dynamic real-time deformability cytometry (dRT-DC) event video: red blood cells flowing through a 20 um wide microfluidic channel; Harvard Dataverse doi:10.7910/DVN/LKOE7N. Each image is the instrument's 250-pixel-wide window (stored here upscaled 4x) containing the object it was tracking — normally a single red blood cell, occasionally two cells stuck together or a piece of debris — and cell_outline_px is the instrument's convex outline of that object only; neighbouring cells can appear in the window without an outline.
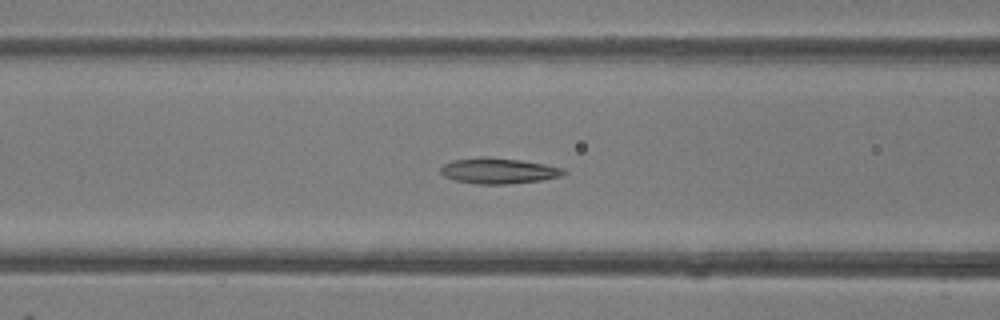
{"species": "common noctule bat (a hibernating species)", "species_latin": "Nyctalus noctula", "temperature_condition": "room temperature", "stored_images_in_passage": 38, "camera_frame_rate_fps": 3000, "um_per_image_px": 0.085, "animal": {"sex": "female"}, "frame": {"image": 1, "passage_image": 8, "time_ms": 2.333, "image_size_px": [1000, 320], "cell_outline_px": [[568, 172], [560, 176], [540, 180], [504, 184], [476, 184], [456, 180], [444, 176], [440, 172], [440, 168], [444, 164], [452, 160], [480, 156], [488, 156], [520, 160], [544, 164], [564, 168]], "centroid_in_image_um": [42.35, 14.5], "position_along_channel_um": 124.3, "area_um2": 18.44}}
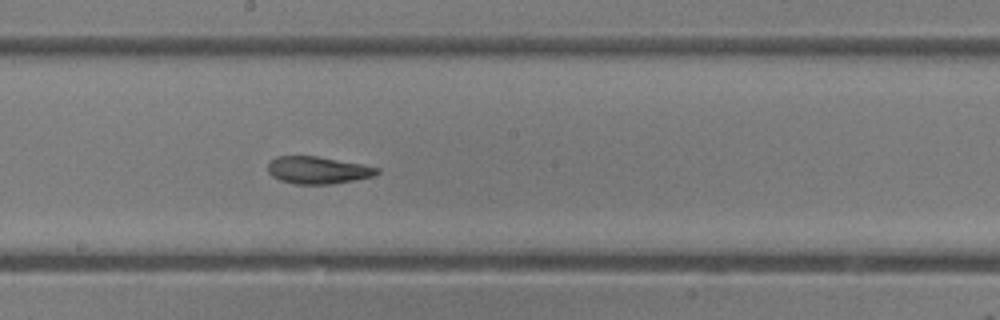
{"frame": {"image": 2, "passage_image": 15, "time_ms": 4.667, "image_size_px": [1000, 320], "cell_outline_px": [[380, 172], [372, 176], [332, 184], [296, 184], [280, 180], [272, 176], [268, 172], [268, 164], [276, 156], [316, 156], [364, 164], [380, 168]], "centroid_in_image_um": [27.02, 14.46], "position_along_channel_um": 221.2, "area_um2": 17.28}}
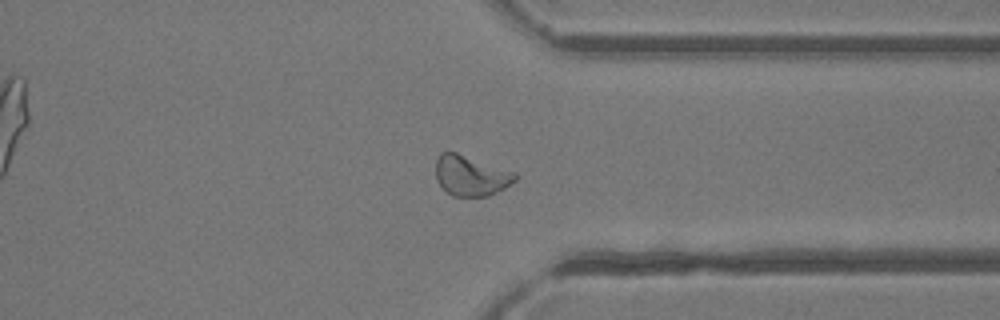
{"frame": {"image": 3, "passage_image": 26, "time_ms": 8.333, "image_size_px": [1000, 320], "cell_outline_px": [[520, 176], [516, 180], [504, 188], [488, 196], [452, 196], [436, 180], [436, 160], [440, 152], [456, 152], [516, 172]], "centroid_in_image_um": [40.04, 14.92], "position_along_channel_um": 371.4, "area_um2": 18.67}, "authors_computed_cell_mechanics": {"area_um2": 18.4093, "velocity_mm_per_s": 4.1517, "shape_relaxation_time_tau1_ms": 5.3561, "shape_relaxation_time_tau2_ms": 2.0213, "deformation_change_tau1": 0.1586, "deformation_change_tau2": 0.0877}}